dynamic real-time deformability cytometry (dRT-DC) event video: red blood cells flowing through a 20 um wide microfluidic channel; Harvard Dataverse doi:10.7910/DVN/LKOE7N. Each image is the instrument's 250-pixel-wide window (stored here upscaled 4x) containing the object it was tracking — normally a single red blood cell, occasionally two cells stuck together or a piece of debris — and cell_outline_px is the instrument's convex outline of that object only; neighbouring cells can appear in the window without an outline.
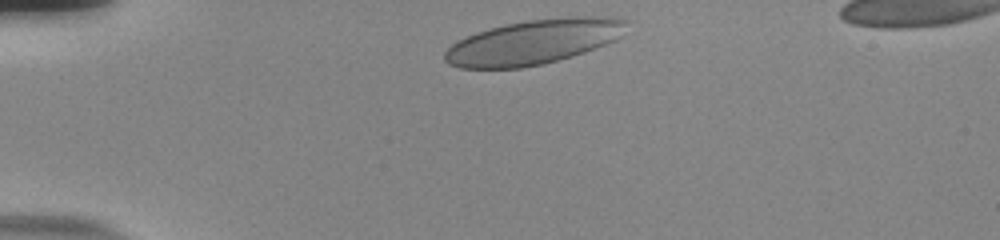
{"species": "human", "species_latin": "Homo sapiens", "temperature_condition": "room temperature", "stored_images_in_passage": 35, "camera_frame_rate_fps": 3000, "um_per_image_px": 0.085, "donor": {"sex": "male"}, "frame": {"image": 1, "passage_image": 1, "time_ms": 0.0, "image_size_px": [1000, 240], "cell_outline_px": [[624, 20], [620, 36], [604, 44], [584, 52], [556, 60], [540, 64], [520, 68], [460, 68], [448, 64], [444, 60], [444, 52], [452, 44], [476, 32], [488, 28], [504, 24], [528, 20], [584, 16], [608, 16]], "centroid_in_image_um": [45.25, 3.57], "position_along_channel_um": 39.7, "area_um2": 46.47}}
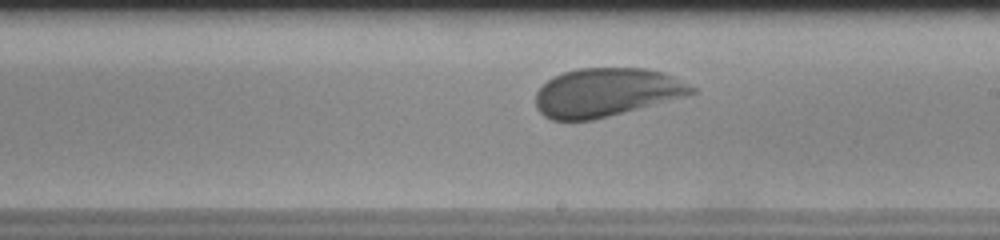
{"frame": {"image": 2, "passage_image": 21, "time_ms": 6.667, "image_size_px": [1000, 240], "cell_outline_px": [[696, 92], [684, 96], [608, 116], [592, 120], [552, 120], [544, 116], [536, 108], [536, 92], [552, 76], [564, 72], [580, 68], [648, 68], [664, 72], [696, 88]], "centroid_in_image_um": [51.5, 7.84], "position_along_channel_um": 237.5, "area_um2": 43.75}}
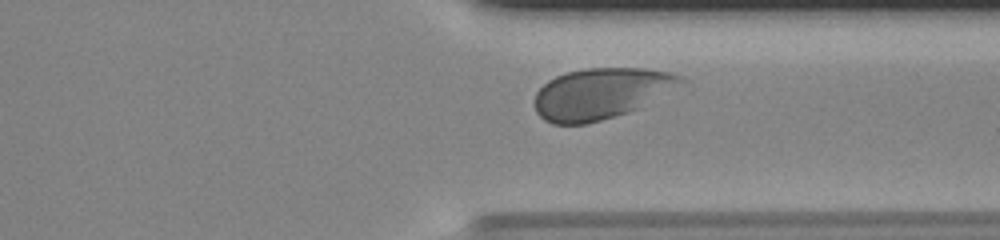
{"frame": {"image": 3, "passage_image": 31, "time_ms": 10.0, "image_size_px": [1000, 240], "cell_outline_px": [[688, 80], [636, 108], [628, 112], [588, 124], [552, 124], [544, 120], [536, 112], [536, 92], [548, 80], [556, 76], [568, 72], [584, 68], [644, 68], [668, 72], [680, 76]], "centroid_in_image_um": [51.03, 7.94], "position_along_channel_um": 360.4, "area_um2": 42.77}, "authors_computed_cell_mechanics": {"area_um2": 44.1592, "velocity_mm_per_s": 3.6623, "shape_relaxation_time_tau1_ms": 3.0011, "shape_relaxation_time_tau2_ms": null, "deformation_change_tau1": 0.1001, "deformation_change_tau2": null}}